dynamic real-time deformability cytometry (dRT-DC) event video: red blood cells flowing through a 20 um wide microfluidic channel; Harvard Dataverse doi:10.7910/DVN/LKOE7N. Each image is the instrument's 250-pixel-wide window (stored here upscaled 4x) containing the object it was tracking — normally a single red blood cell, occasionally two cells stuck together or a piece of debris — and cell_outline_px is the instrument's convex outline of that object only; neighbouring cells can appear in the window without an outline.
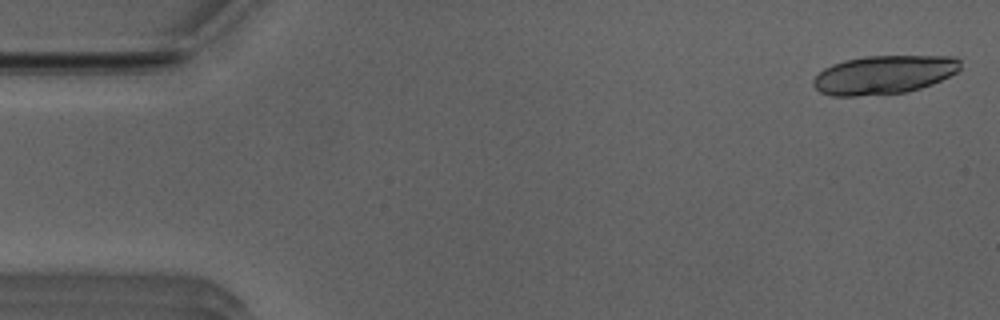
{"species": "Egyptian fruit bat (a non-hibernating species)", "species_latin": "Rousettus aegyptiacus", "temperature_condition": "room temperature", "stored_images_in_passage": 11, "camera_frame_rate_fps": 3000, "um_per_image_px": 0.085, "animal": {"sex": "male"}, "frame": {"image": 1, "passage_image": 2, "time_ms": 0.333, "image_size_px": [1000, 320], "cell_outline_px": [[960, 68], [956, 72], [932, 84], [908, 92], [856, 96], [832, 96], [820, 92], [812, 84], [812, 80], [824, 68], [832, 64], [844, 60], [864, 56], [952, 56], [960, 60]], "centroid_in_image_um": [75.1, 6.35], "position_along_channel_um": 9.9, "area_um2": 33.06}}